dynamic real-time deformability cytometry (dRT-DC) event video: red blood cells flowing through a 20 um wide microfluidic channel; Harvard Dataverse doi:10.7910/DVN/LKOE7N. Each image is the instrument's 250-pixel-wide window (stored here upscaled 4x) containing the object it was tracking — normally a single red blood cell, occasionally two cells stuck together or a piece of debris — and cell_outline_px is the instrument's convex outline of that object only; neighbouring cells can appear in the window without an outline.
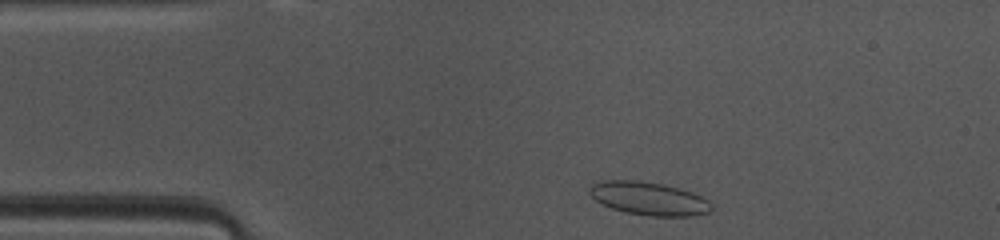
{"species": "common noctule bat (a hibernating species)", "species_latin": "Nyctalus noctula", "temperature_condition": "warm", "stored_images_in_passage": 41, "camera_frame_rate_fps": 3000, "um_per_image_px": 0.085, "animal": {"sex": "female", "body_mass_g": 10.0, "forearm_length_mm": 53.1}, "frame": {"image": 1, "passage_image": 2, "time_ms": 0.333, "image_size_px": [1000, 240], "cell_outline_px": [[712, 208], [708, 212], [692, 216], [648, 216], [624, 212], [612, 208], [596, 200], [588, 192], [588, 188], [592, 184], [604, 180], [636, 180], [664, 184], [692, 192], [704, 196], [712, 204]], "centroid_in_image_um": [55.16, 16.87], "position_along_channel_um": 29.8, "area_um2": 23.7}}
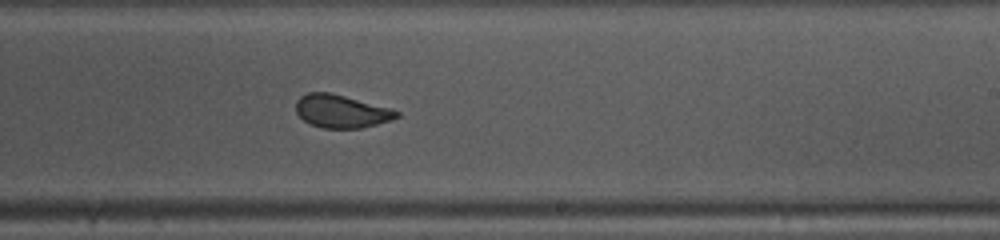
{"frame": {"image": 2, "passage_image": 21, "time_ms": 6.667, "image_size_px": [1000, 240], "cell_outline_px": [[400, 116], [376, 124], [360, 128], [320, 128], [304, 120], [296, 112], [296, 100], [300, 96], [308, 92], [328, 92], [344, 96], [388, 108], [400, 112]], "centroid_in_image_um": [28.96, 9.46], "position_along_channel_um": 260.0, "area_um2": 19.02}}
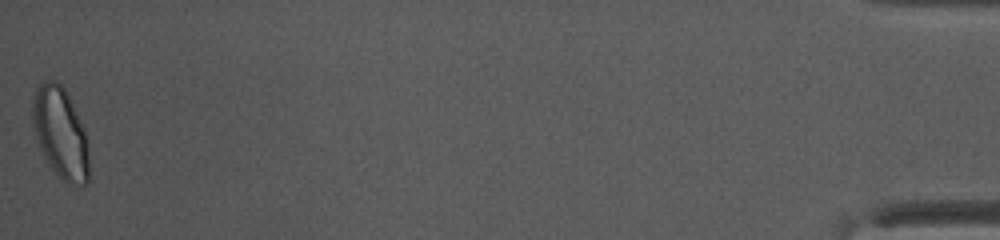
{"frame": {"image": 3, "passage_image": 41, "time_ms": 13.333, "image_size_px": [1000, 240], "cell_outline_px": [[88, 184], [68, 184], [52, 168], [44, 156], [40, 148], [32, 124], [32, 108], [36, 88], [44, 80], [56, 80], [64, 88], [72, 104], [84, 132], [88, 144]], "centroid_in_image_um": [5.12, 11.29], "position_along_channel_um": 430.1, "area_um2": 29.3}, "authors_computed_cell_mechanics": {"area_um2": 20.6924, "velocity_mm_per_s": 4.1229, "shape_relaxation_time_tau1_ms": 4.8885, "shape_relaxation_time_tau2_ms": 0.8246, "deformation_change_tau1": 0.1304, "deformation_change_tau2": 0.0603}}